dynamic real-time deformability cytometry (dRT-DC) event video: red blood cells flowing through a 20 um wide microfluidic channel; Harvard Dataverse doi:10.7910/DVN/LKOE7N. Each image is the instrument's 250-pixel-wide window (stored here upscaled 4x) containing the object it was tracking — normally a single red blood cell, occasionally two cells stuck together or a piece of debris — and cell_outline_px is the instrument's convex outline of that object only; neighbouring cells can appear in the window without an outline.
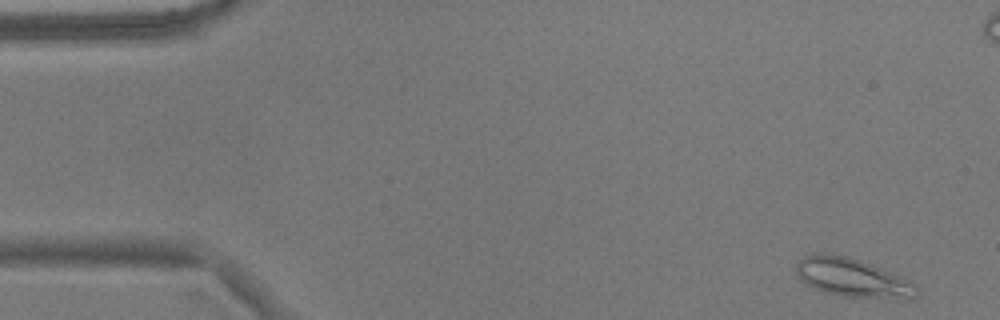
{"species": "common noctule bat (a hibernating species)", "species_latin": "Nyctalus noctula", "temperature_condition": "warm", "stored_images_in_passage": 56, "camera_frame_rate_fps": 3000, "um_per_image_px": 0.085, "animal": {"sex": "male", "body_mass_g": 17.9}, "frame": {"image": 1, "passage_image": 2, "time_ms": 0.333, "image_size_px": [1000, 320], "cell_outline_px": [[920, 296], [912, 300], [904, 300], [844, 296], [824, 292], [812, 288], [800, 280], [796, 272], [796, 264], [804, 256], [812, 252], [824, 252], [848, 256], [860, 260], [900, 276], [916, 284], [920, 288]], "centroid_in_image_um": [72.51, 23.62], "position_along_channel_um": 12.5, "area_um2": 27.92}}
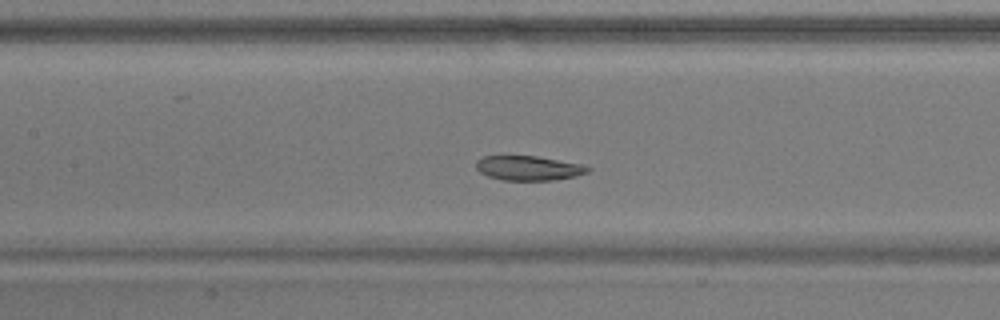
{"frame": {"image": 2, "passage_image": 24, "time_ms": 7.667, "image_size_px": [1000, 320], "cell_outline_px": [[592, 168], [588, 172], [576, 176], [552, 180], [500, 180], [488, 176], [480, 172], [476, 168], [476, 160], [484, 156], [536, 156], [580, 164]], "centroid_in_image_um": [44.9, 14.29], "position_along_channel_um": 162.5, "area_um2": 15.9}}
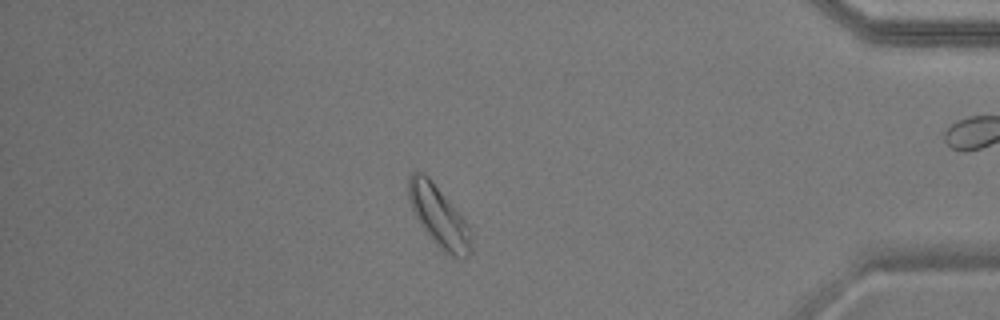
{"frame": {"image": 3, "passage_image": 47, "time_ms": 15.333, "image_size_px": [1000, 320], "cell_outline_px": [[472, 252], [464, 260], [452, 256], [428, 236], [416, 216], [412, 208], [408, 196], [408, 176], [412, 172], [424, 172], [432, 180], [468, 224], [472, 232]], "centroid_in_image_um": [37.33, 18.39], "position_along_channel_um": 397.9, "area_um2": 22.14}, "authors_computed_cell_mechanics": {"area_um2": 19.7387, "velocity_mm_per_s": 3.5683, "shape_relaxation_time_tau1_ms": 8.5042, "shape_relaxation_time_tau2_ms": null, "deformation_change_tau1": 0.1456, "deformation_change_tau2": null}}